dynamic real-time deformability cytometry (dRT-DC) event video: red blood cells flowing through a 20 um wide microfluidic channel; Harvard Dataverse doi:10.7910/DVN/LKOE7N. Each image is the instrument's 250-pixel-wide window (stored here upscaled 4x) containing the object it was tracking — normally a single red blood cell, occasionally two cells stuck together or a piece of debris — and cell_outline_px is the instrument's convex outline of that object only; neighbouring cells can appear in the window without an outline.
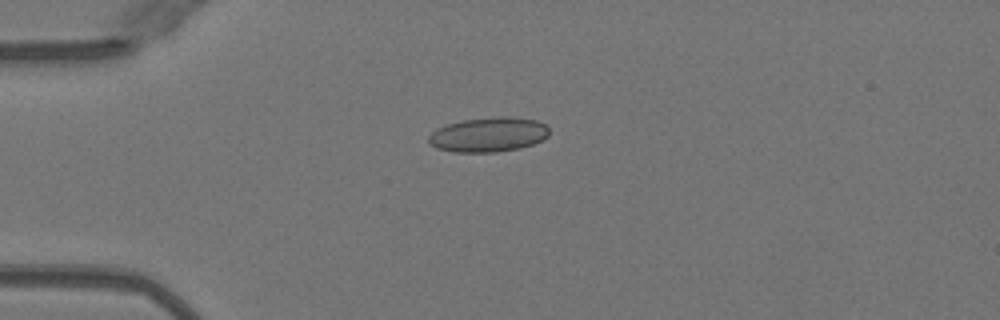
{"species": "Egyptian fruit bat (a non-hibernating species)", "species_latin": "Rousettus aegyptiacus", "temperature_condition": "warm", "stored_images_in_passage": 40, "camera_frame_rate_fps": 3000, "um_per_image_px": 0.085, "animal": {"sex": "female"}, "frame": {"image": 1, "passage_image": 1, "time_ms": 0.0, "image_size_px": [1000, 320], "cell_outline_px": [[548, 136], [532, 144], [520, 148], [496, 152], [452, 152], [436, 148], [428, 140], [428, 136], [436, 128], [448, 124], [464, 120], [496, 116], [508, 116], [536, 120], [544, 124], [548, 128]], "centroid_in_image_um": [41.5, 11.44], "position_along_channel_um": 43.5, "area_um2": 24.28}}
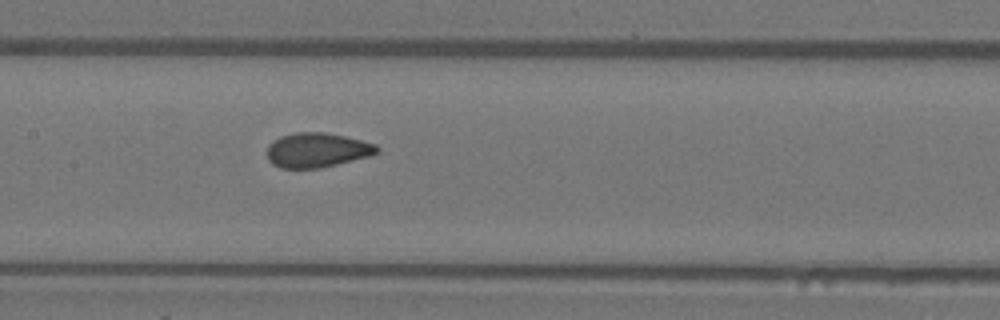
{"frame": {"image": 2, "passage_image": 13, "time_ms": 4.0, "image_size_px": [1000, 320], "cell_outline_px": [[380, 148], [376, 152], [368, 156], [320, 168], [280, 168], [272, 164], [268, 160], [268, 144], [272, 140], [280, 136], [296, 132], [324, 132], [344, 136], [376, 144]], "centroid_in_image_um": [26.9, 12.75], "position_along_channel_um": 180.5, "area_um2": 22.02}}
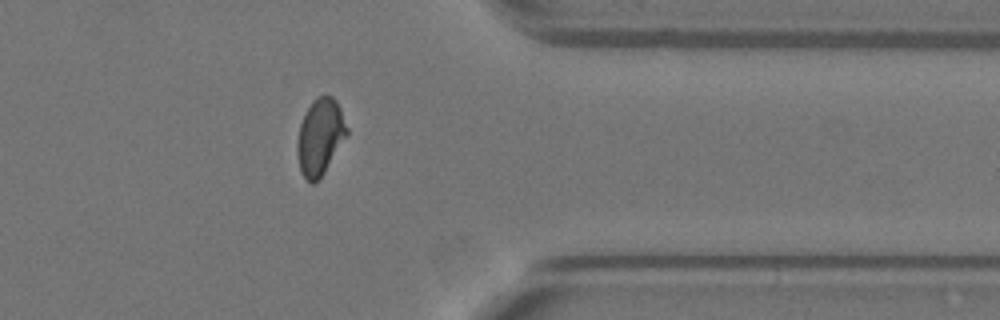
{"frame": {"image": 3, "passage_image": 29, "time_ms": 9.333, "image_size_px": [1000, 320], "cell_outline_px": [[348, 132], [324, 172], [316, 184], [312, 184], [304, 176], [300, 168], [296, 148], [296, 144], [300, 124], [312, 100], [316, 96], [332, 96], [336, 100], [340, 108], [348, 128]], "centroid_in_image_um": [27.2, 11.61], "position_along_channel_um": 384.2, "area_um2": 21.73}, "authors_computed_cell_mechanics": {"area_um2": 21.9929, "velocity_mm_per_s": 4.0302, "shape_relaxation_time_tau1_ms": 9.2826, "shape_relaxation_time_tau2_ms": null, "deformation_change_tau1": 0.1957, "deformation_change_tau2": null}}